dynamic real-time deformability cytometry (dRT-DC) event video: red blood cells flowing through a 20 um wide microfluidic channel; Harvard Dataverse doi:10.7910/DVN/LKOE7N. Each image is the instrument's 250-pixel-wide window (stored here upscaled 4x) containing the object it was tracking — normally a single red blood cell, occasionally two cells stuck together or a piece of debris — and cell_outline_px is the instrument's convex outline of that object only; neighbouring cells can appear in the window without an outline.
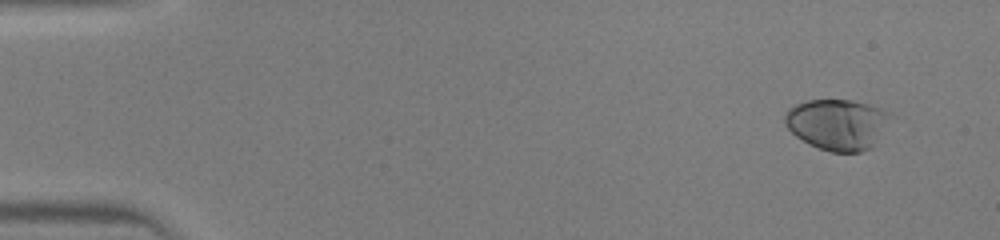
{"species": "human", "species_latin": "Homo sapiens", "temperature_condition": "warm", "stored_images_in_passage": 44, "camera_frame_rate_fps": 3000, "um_per_image_px": 0.085, "donor": {"sex": "male"}, "frame": {"image": 1, "passage_image": 2, "time_ms": 0.333, "image_size_px": [1000, 240], "cell_outline_px": [[888, 116], [872, 148], [860, 152], [832, 152], [820, 148], [796, 136], [784, 124], [784, 116], [788, 108], [796, 104], [808, 100], [852, 100], [868, 104], [880, 108], [888, 112]], "centroid_in_image_um": [71.11, 10.56], "position_along_channel_um": 13.9, "area_um2": 30.58}}
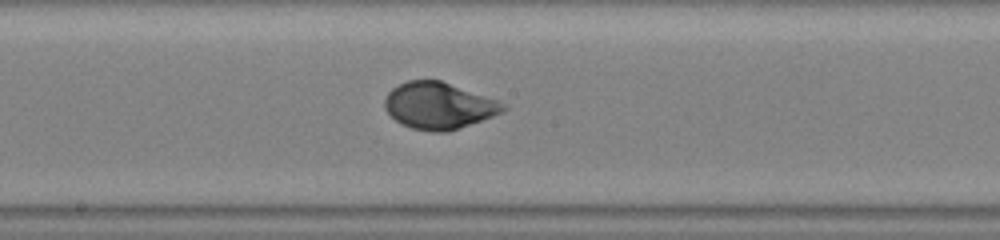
{"frame": {"image": 2, "passage_image": 24, "time_ms": 7.667, "image_size_px": [1000, 240], "cell_outline_px": [[508, 108], [492, 116], [448, 132], [432, 132], [412, 128], [400, 124], [384, 108], [384, 100], [388, 92], [392, 88], [408, 80], [440, 80], [496, 100], [504, 104]], "centroid_in_image_um": [37.25, 8.99], "position_along_channel_um": 211.0, "area_um2": 31.79}}
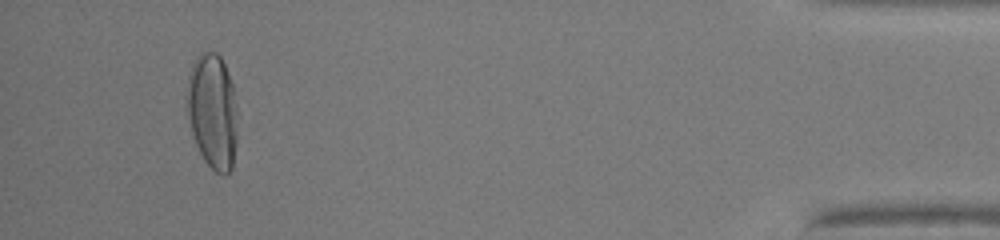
{"frame": {"image": 3, "passage_image": 42, "time_ms": 13.667, "image_size_px": [1000, 240], "cell_outline_px": [[236, 144], [232, 168], [224, 176], [216, 172], [204, 160], [196, 144], [192, 132], [188, 116], [184, 96], [188, 72], [196, 56], [200, 52], [216, 52], [220, 56], [224, 64], [232, 84], [236, 108]], "centroid_in_image_um": [18.03, 9.42], "position_along_channel_um": 417.2, "area_um2": 34.28}}